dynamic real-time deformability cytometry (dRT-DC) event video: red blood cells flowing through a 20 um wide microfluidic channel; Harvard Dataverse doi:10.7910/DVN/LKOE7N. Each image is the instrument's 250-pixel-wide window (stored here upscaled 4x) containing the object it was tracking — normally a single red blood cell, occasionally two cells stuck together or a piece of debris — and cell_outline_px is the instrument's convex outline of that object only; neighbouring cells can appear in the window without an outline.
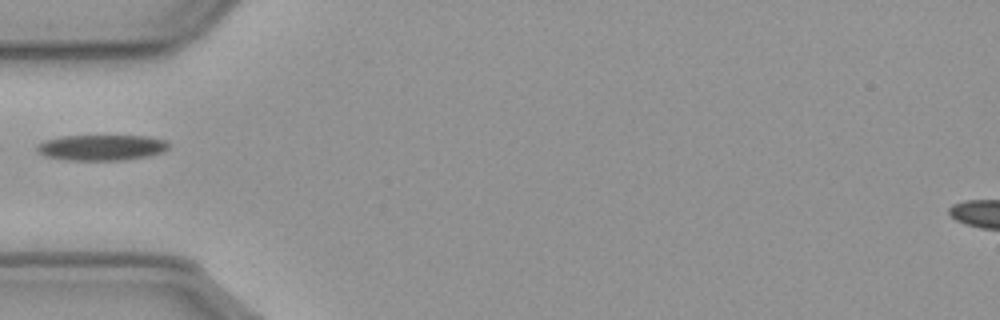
{"species": "common noctule bat (a hibernating species)", "species_latin": "Nyctalus noctula", "temperature_condition": "cold", "stored_images_in_passage": 9, "camera_frame_rate_fps": 3000, "um_per_image_px": 0.085, "animal": {"sex": "male", "body_mass_g": 23.1, "forearm_length_mm": 52.7}, "frame": {"image": 1, "passage_image": 1, "time_ms": 0.0, "image_size_px": [1000, 320], "cell_outline_px": [[168, 148], [160, 152], [148, 156], [124, 160], [68, 160], [48, 156], [40, 152], [36, 148], [44, 140], [60, 136], [148, 136], [164, 140], [168, 144]], "centroid_in_image_um": [8.64, 12.53], "position_along_channel_um": 76.4, "area_um2": 19.42}}